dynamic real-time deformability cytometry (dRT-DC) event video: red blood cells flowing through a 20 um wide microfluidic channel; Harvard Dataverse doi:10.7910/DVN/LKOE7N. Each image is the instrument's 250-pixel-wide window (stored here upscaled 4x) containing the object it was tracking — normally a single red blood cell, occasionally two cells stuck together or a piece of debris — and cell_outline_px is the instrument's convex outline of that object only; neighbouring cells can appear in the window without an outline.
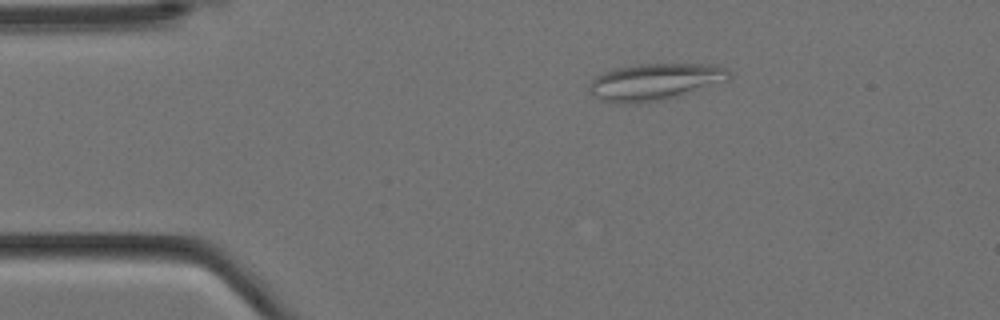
{"species": "Egyptian fruit bat (a non-hibernating species)", "species_latin": "Rousettus aegyptiacus", "temperature_condition": "cold", "stored_images_in_passage": 6, "camera_frame_rate_fps": 3000, "um_per_image_px": 0.085, "animal": {"sex": "female"}, "frame": {"image": 1, "passage_image": 1, "time_ms": 0.0, "image_size_px": [1000, 320], "cell_outline_px": [[732, 76], [728, 80], [676, 96], [660, 100], [636, 104], [624, 104], [600, 100], [588, 92], [588, 88], [592, 80], [596, 76], [604, 72], [620, 68], [640, 64], [716, 64], [724, 68]], "centroid_in_image_um": [55.63, 6.96], "position_along_channel_um": 29.4, "area_um2": 29.65}}
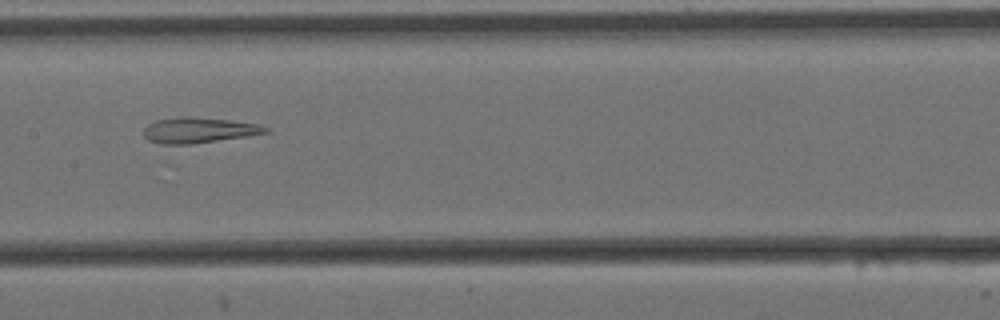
{"frame": {"image": 2, "passage_image": 6, "time_ms": 1.667, "image_size_px": [1000, 320], "cell_outline_px": [[268, 132], [248, 136], [192, 144], [160, 144], [148, 140], [144, 136], [144, 128], [148, 124], [156, 120], [176, 116], [192, 116], [228, 120], [260, 124], [268, 128]], "centroid_in_image_um": [16.86, 11.06], "position_along_channel_um": 190.5, "area_um2": 18.26}}